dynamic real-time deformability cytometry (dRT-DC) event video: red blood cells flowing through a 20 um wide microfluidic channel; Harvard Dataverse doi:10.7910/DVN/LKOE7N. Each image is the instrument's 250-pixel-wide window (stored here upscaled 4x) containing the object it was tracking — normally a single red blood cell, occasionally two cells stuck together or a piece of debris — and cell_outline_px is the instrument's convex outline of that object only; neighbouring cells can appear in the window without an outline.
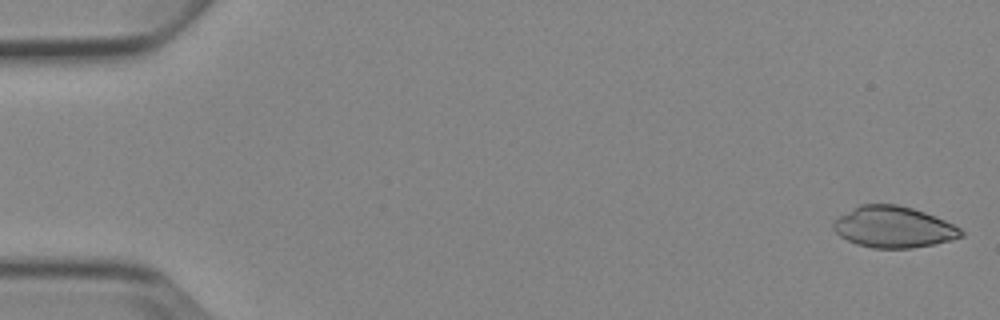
{"species": "Egyptian fruit bat (a non-hibernating species)", "species_latin": "Rousettus aegyptiacus", "temperature_condition": "cold", "stored_images_in_passage": 5, "camera_frame_rate_fps": 3000, "um_per_image_px": 0.085, "animal": {"sex": "female"}, "frame": {"image": 1, "passage_image": 1, "time_ms": 0.0, "image_size_px": [1000, 320], "cell_outline_px": [[964, 236], [952, 240], [936, 244], [912, 248], [872, 248], [856, 244], [840, 236], [832, 228], [832, 224], [840, 216], [860, 204], [896, 204], [912, 208], [924, 212], [944, 220], [960, 228], [964, 232]], "centroid_in_image_um": [75.97, 19.31], "position_along_channel_um": 9.0, "area_um2": 30.63}}
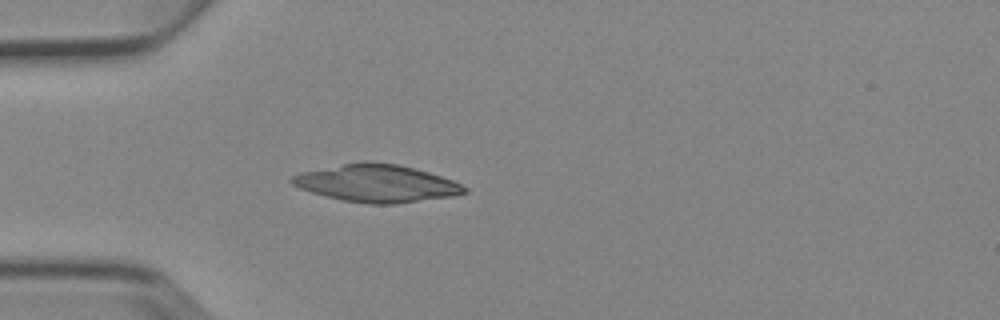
{"frame": {"image": 2, "passage_image": 5, "time_ms": 4.667, "image_size_px": [1000, 320], "cell_outline_px": [[468, 192], [452, 196], [396, 204], [372, 204], [344, 200], [312, 192], [300, 188], [292, 184], [288, 180], [292, 176], [300, 172], [364, 160], [372, 160], [396, 164], [428, 172], [452, 180], [468, 188]], "centroid_in_image_um": [32.01, 15.57], "position_along_channel_um": 53.0, "area_um2": 37.45}}